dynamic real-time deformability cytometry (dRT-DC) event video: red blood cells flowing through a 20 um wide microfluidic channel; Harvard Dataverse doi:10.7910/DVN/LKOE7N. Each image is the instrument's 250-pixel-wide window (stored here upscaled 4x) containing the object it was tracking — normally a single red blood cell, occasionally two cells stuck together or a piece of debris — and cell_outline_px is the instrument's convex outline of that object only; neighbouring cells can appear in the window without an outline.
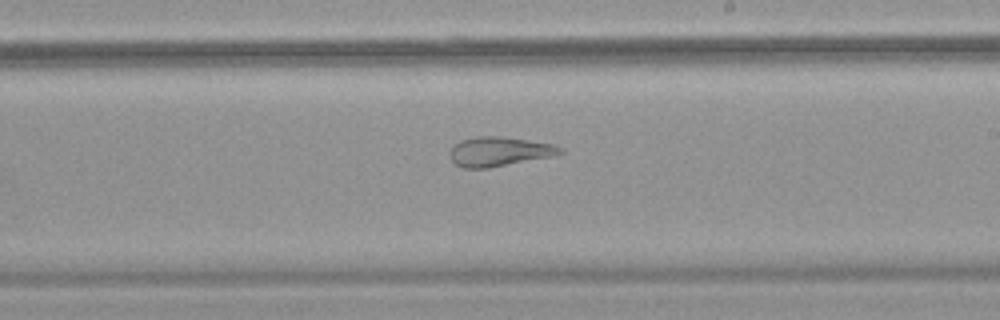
{"species": "common noctule bat (a hibernating species)", "species_latin": "Nyctalus noctula", "temperature_condition": "warm", "stored_images_in_passage": 57, "segment_of_instrument_passage": [2, 2], "camera_frame_rate_fps": 3000, "um_per_image_px": 0.085, "animal": {"sex": "female", "body_mass_g": 18.4}, "frame": {"image": 1, "passage_image": 34, "time_ms": 11.0, "image_size_px": [1000, 320], "cell_outline_px": [[564, 152], [556, 156], [488, 168], [464, 168], [456, 164], [448, 156], [448, 152], [460, 140], [480, 136], [500, 136], [556, 144]], "centroid_in_image_um": [42.45, 12.88], "position_along_channel_um": 246.5, "area_um2": 19.02}}
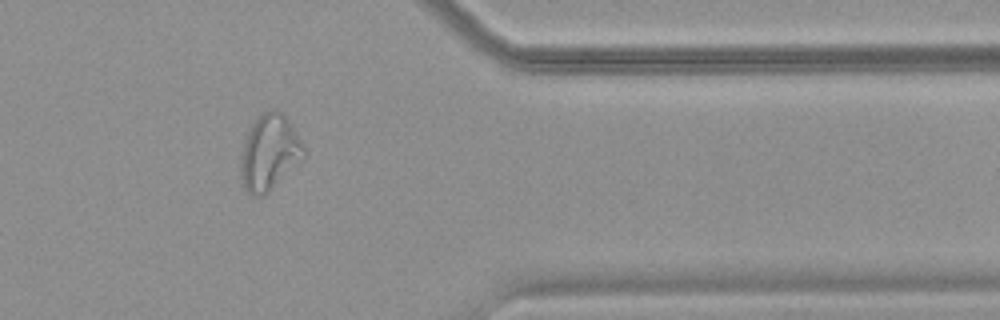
{"frame": {"image": 2, "passage_image": 47, "time_ms": 15.333, "image_size_px": [1000, 320], "cell_outline_px": [[304, 156], [268, 192], [260, 196], [252, 196], [240, 184], [240, 156], [248, 132], [252, 124], [264, 112], [276, 108], [288, 120], [304, 144]], "centroid_in_image_um": [22.86, 12.98], "position_along_channel_um": 388.5, "area_um2": 27.34}}
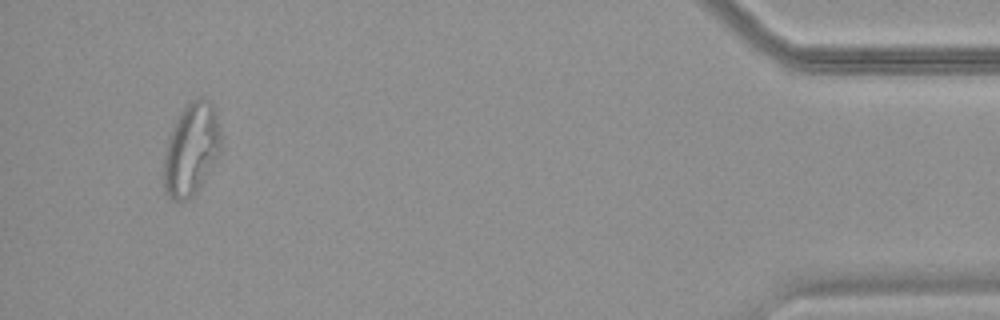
{"frame": {"image": 3, "passage_image": 54, "time_ms": 17.667, "image_size_px": [1000, 320], "cell_outline_px": [[220, 156], [204, 180], [192, 196], [188, 200], [172, 200], [164, 192], [164, 152], [168, 136], [180, 112], [192, 100], [200, 96], [208, 100], [212, 104], [216, 112], [220, 132]], "centroid_in_image_um": [16.26, 12.7], "position_along_channel_um": 418.9, "area_um2": 30.87}}